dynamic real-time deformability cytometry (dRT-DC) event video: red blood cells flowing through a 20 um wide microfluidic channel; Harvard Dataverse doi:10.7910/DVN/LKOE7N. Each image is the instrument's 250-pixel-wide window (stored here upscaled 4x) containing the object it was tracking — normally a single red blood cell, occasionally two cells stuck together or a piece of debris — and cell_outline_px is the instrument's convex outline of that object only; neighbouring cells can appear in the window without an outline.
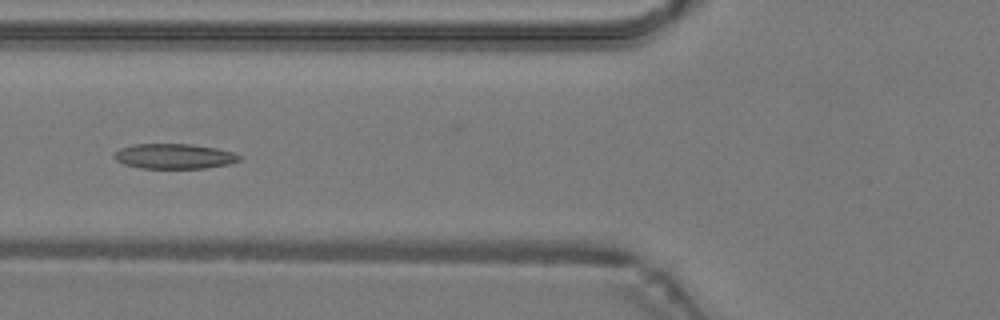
{"species": "common noctule bat (a hibernating species)", "species_latin": "Nyctalus noctula", "temperature_condition": "warm", "stored_images_in_passage": 34, "camera_frame_rate_fps": 3000, "um_per_image_px": 0.085, "animal": {"sex": "male", "body_mass_g": 19.2, "forearm_length_mm": 51.8}, "frame": {"image": 1, "passage_image": 5, "time_ms": 1.333, "image_size_px": [1000, 320], "cell_outline_px": [[240, 160], [228, 164], [204, 168], [140, 168], [124, 164], [116, 160], [116, 152], [120, 148], [132, 144], [192, 144], [216, 148], [232, 152], [240, 156]], "centroid_in_image_um": [14.8, 13.28], "position_along_channel_um": 111.0, "area_um2": 18.09}}
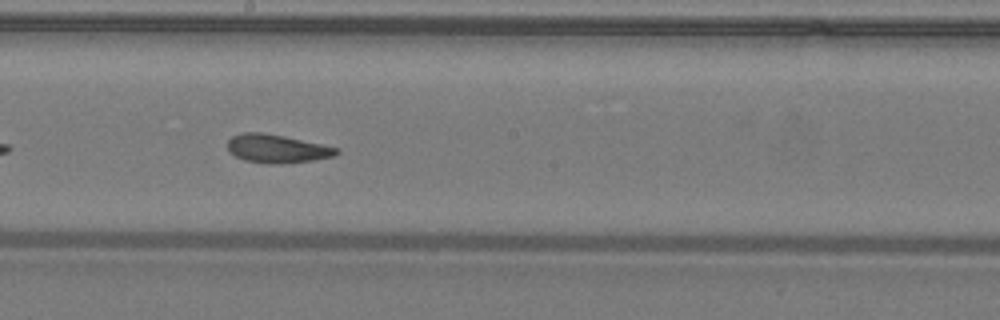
{"frame": {"image": 2, "passage_image": 13, "time_ms": 4.0, "image_size_px": [1000, 320], "cell_outline_px": [[340, 152], [332, 156], [312, 160], [280, 164], [272, 164], [244, 160], [236, 156], [228, 148], [228, 140], [232, 136], [244, 132], [260, 132], [284, 136], [340, 148]], "centroid_in_image_um": [23.55, 12.63], "position_along_channel_um": 224.6, "area_um2": 17.8}}
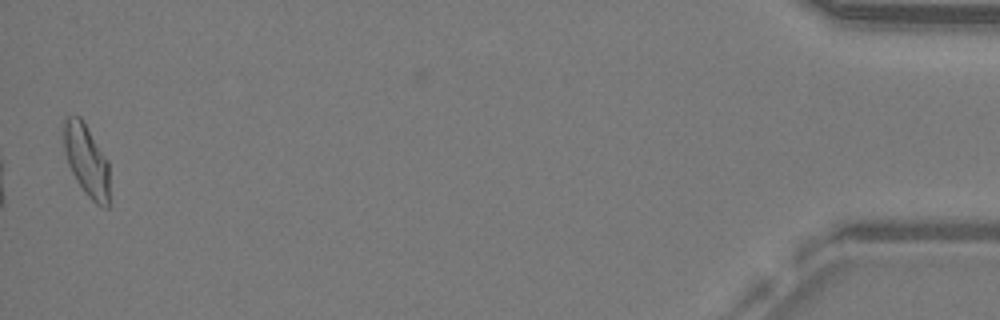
{"frame": {"image": 3, "passage_image": 34, "time_ms": 11.0, "image_size_px": [1000, 320], "cell_outline_px": [[108, 208], [104, 208], [96, 204], [84, 192], [76, 180], [68, 164], [64, 152], [64, 120], [68, 116], [80, 116], [108, 160]], "centroid_in_image_um": [7.34, 13.63], "position_along_channel_um": 427.9, "area_um2": 18.96}, "authors_computed_cell_mechanics": {"area_um2": 18.1203, "velocity_mm_per_s": 4.2539, "shape_relaxation_time_tau1_ms": null, "shape_relaxation_time_tau2_ms": 2.8452, "deformation_change_tau1": null, "deformation_change_tau2": 0.105}}